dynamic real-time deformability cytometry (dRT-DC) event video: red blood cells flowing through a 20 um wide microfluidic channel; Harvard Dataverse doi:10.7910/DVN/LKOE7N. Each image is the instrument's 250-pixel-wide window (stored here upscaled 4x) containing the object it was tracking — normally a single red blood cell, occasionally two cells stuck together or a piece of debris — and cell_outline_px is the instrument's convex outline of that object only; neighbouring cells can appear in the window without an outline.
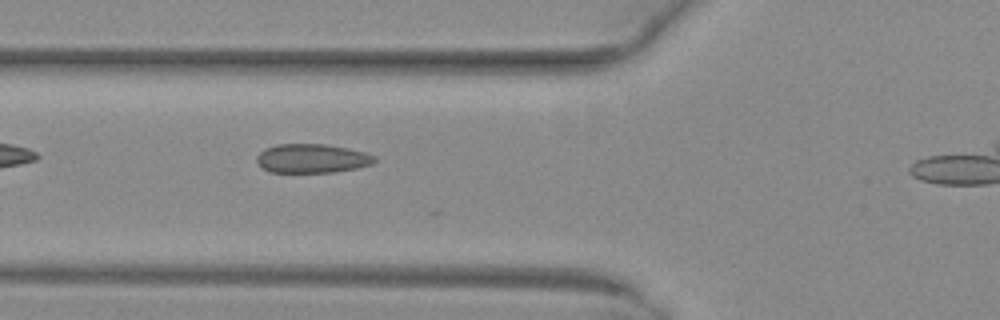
{"species": "common noctule bat (a hibernating species)", "species_latin": "Nyctalus noctula", "temperature_condition": "warm", "stored_images_in_passage": 22, "camera_frame_rate_fps": 3000, "um_per_image_px": 0.085, "animal": {"sex": "female", "body_mass_g": 29.2, "forearm_length_mm": 56.3}, "frame": {"image": 1, "passage_image": 4, "time_ms": 1.0, "image_size_px": [1000, 320], "cell_outline_px": [[376, 160], [372, 164], [356, 168], [332, 172], [268, 172], [260, 168], [256, 160], [256, 156], [264, 148], [276, 144], [324, 144], [348, 148], [364, 152], [376, 156]], "centroid_in_image_um": [26.47, 13.46], "position_along_channel_um": 99.3, "area_um2": 20.06}}
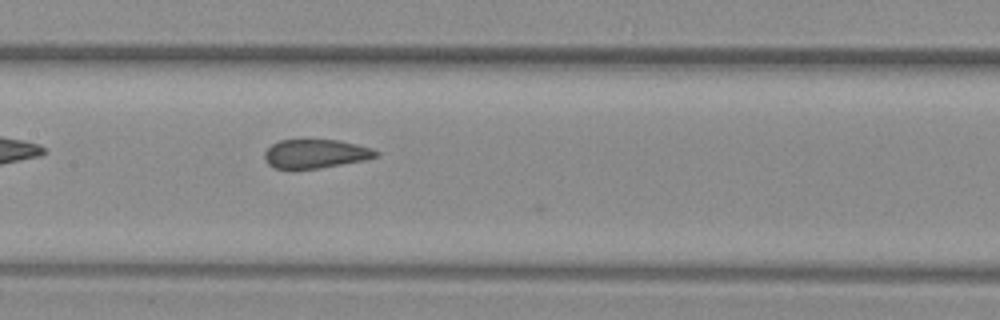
{"frame": {"image": 2, "passage_image": 10, "time_ms": 3.0, "image_size_px": [1000, 320], "cell_outline_px": [[380, 156], [364, 160], [320, 168], [292, 172], [272, 168], [264, 160], [264, 152], [272, 144], [280, 140], [340, 140], [372, 148], [380, 152]], "centroid_in_image_um": [26.77, 13.11], "position_along_channel_um": 180.6, "area_um2": 19.42}}
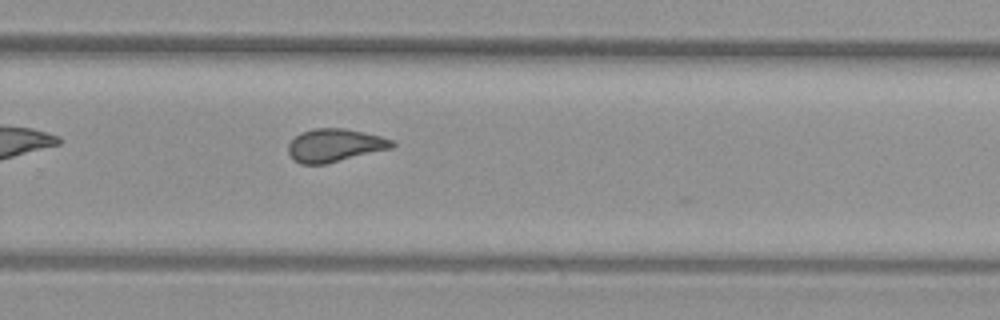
{"frame": {"image": 3, "passage_image": 19, "time_ms": 6.0, "image_size_px": [1000, 320], "cell_outline_px": [[396, 144], [392, 148], [324, 164], [300, 164], [288, 152], [288, 144], [300, 132], [312, 128], [344, 128], [380, 136], [392, 140]], "centroid_in_image_um": [28.44, 12.34], "position_along_channel_um": 301.4, "area_um2": 19.77}}